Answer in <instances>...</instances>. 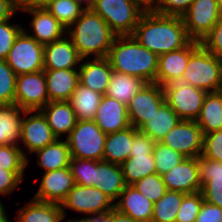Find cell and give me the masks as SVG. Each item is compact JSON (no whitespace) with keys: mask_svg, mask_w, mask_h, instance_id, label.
Returning <instances> with one entry per match:
<instances>
[{"mask_svg":"<svg viewBox=\"0 0 222 222\" xmlns=\"http://www.w3.org/2000/svg\"><path fill=\"white\" fill-rule=\"evenodd\" d=\"M132 36L158 56L185 47L191 39L182 17L144 12Z\"/></svg>","mask_w":222,"mask_h":222,"instance_id":"1","label":"cell"},{"mask_svg":"<svg viewBox=\"0 0 222 222\" xmlns=\"http://www.w3.org/2000/svg\"><path fill=\"white\" fill-rule=\"evenodd\" d=\"M158 55L143 47L132 35L117 36L107 59L116 72L156 83Z\"/></svg>","mask_w":222,"mask_h":222,"instance_id":"2","label":"cell"},{"mask_svg":"<svg viewBox=\"0 0 222 222\" xmlns=\"http://www.w3.org/2000/svg\"><path fill=\"white\" fill-rule=\"evenodd\" d=\"M66 33H69L68 37L84 59L107 57L117 37L105 20L91 8H86Z\"/></svg>","mask_w":222,"mask_h":222,"instance_id":"3","label":"cell"},{"mask_svg":"<svg viewBox=\"0 0 222 222\" xmlns=\"http://www.w3.org/2000/svg\"><path fill=\"white\" fill-rule=\"evenodd\" d=\"M182 77L191 86L207 93L222 90V59L207 51L201 44L191 53Z\"/></svg>","mask_w":222,"mask_h":222,"instance_id":"4","label":"cell"},{"mask_svg":"<svg viewBox=\"0 0 222 222\" xmlns=\"http://www.w3.org/2000/svg\"><path fill=\"white\" fill-rule=\"evenodd\" d=\"M90 8L117 36L132 35L145 12L132 0H94Z\"/></svg>","mask_w":222,"mask_h":222,"instance_id":"5","label":"cell"},{"mask_svg":"<svg viewBox=\"0 0 222 222\" xmlns=\"http://www.w3.org/2000/svg\"><path fill=\"white\" fill-rule=\"evenodd\" d=\"M106 137L94 120H78L66 142L71 157L102 161Z\"/></svg>","mask_w":222,"mask_h":222,"instance_id":"6","label":"cell"},{"mask_svg":"<svg viewBox=\"0 0 222 222\" xmlns=\"http://www.w3.org/2000/svg\"><path fill=\"white\" fill-rule=\"evenodd\" d=\"M165 101L181 120L196 121L206 91L195 88L179 77L163 86Z\"/></svg>","mask_w":222,"mask_h":222,"instance_id":"7","label":"cell"},{"mask_svg":"<svg viewBox=\"0 0 222 222\" xmlns=\"http://www.w3.org/2000/svg\"><path fill=\"white\" fill-rule=\"evenodd\" d=\"M44 45L22 30L16 37L5 61L16 75L44 70Z\"/></svg>","mask_w":222,"mask_h":222,"instance_id":"8","label":"cell"},{"mask_svg":"<svg viewBox=\"0 0 222 222\" xmlns=\"http://www.w3.org/2000/svg\"><path fill=\"white\" fill-rule=\"evenodd\" d=\"M61 208L63 218L66 216L65 208L88 215L101 214L114 209V201L95 187L75 184L61 203Z\"/></svg>","mask_w":222,"mask_h":222,"instance_id":"9","label":"cell"},{"mask_svg":"<svg viewBox=\"0 0 222 222\" xmlns=\"http://www.w3.org/2000/svg\"><path fill=\"white\" fill-rule=\"evenodd\" d=\"M221 16L222 12L217 0H195L182 19L189 38L200 42Z\"/></svg>","mask_w":222,"mask_h":222,"instance_id":"10","label":"cell"},{"mask_svg":"<svg viewBox=\"0 0 222 222\" xmlns=\"http://www.w3.org/2000/svg\"><path fill=\"white\" fill-rule=\"evenodd\" d=\"M165 102L163 87L147 83L127 105L130 125L139 130Z\"/></svg>","mask_w":222,"mask_h":222,"instance_id":"11","label":"cell"},{"mask_svg":"<svg viewBox=\"0 0 222 222\" xmlns=\"http://www.w3.org/2000/svg\"><path fill=\"white\" fill-rule=\"evenodd\" d=\"M49 103L44 70L16 77L14 105L25 110H41Z\"/></svg>","mask_w":222,"mask_h":222,"instance_id":"12","label":"cell"},{"mask_svg":"<svg viewBox=\"0 0 222 222\" xmlns=\"http://www.w3.org/2000/svg\"><path fill=\"white\" fill-rule=\"evenodd\" d=\"M160 143L184 157H199L203 151V133L196 121L180 120Z\"/></svg>","mask_w":222,"mask_h":222,"instance_id":"13","label":"cell"},{"mask_svg":"<svg viewBox=\"0 0 222 222\" xmlns=\"http://www.w3.org/2000/svg\"><path fill=\"white\" fill-rule=\"evenodd\" d=\"M35 112V114H34ZM34 115H33V114ZM28 115H30L28 117ZM58 139L41 110H26L22 121L20 141L28 153H34Z\"/></svg>","mask_w":222,"mask_h":222,"instance_id":"14","label":"cell"},{"mask_svg":"<svg viewBox=\"0 0 222 222\" xmlns=\"http://www.w3.org/2000/svg\"><path fill=\"white\" fill-rule=\"evenodd\" d=\"M167 190L195 193L202 190L198 157H185L179 164L162 175Z\"/></svg>","mask_w":222,"mask_h":222,"instance_id":"15","label":"cell"},{"mask_svg":"<svg viewBox=\"0 0 222 222\" xmlns=\"http://www.w3.org/2000/svg\"><path fill=\"white\" fill-rule=\"evenodd\" d=\"M74 186L75 181L69 166L45 172L33 199L61 204Z\"/></svg>","mask_w":222,"mask_h":222,"instance_id":"16","label":"cell"},{"mask_svg":"<svg viewBox=\"0 0 222 222\" xmlns=\"http://www.w3.org/2000/svg\"><path fill=\"white\" fill-rule=\"evenodd\" d=\"M199 45L200 42L191 40L185 47L179 50L159 55L156 83L163 87L170 81L182 77L191 53Z\"/></svg>","mask_w":222,"mask_h":222,"instance_id":"17","label":"cell"},{"mask_svg":"<svg viewBox=\"0 0 222 222\" xmlns=\"http://www.w3.org/2000/svg\"><path fill=\"white\" fill-rule=\"evenodd\" d=\"M94 122L107 135L130 127L127 106L103 95Z\"/></svg>","mask_w":222,"mask_h":222,"instance_id":"18","label":"cell"},{"mask_svg":"<svg viewBox=\"0 0 222 222\" xmlns=\"http://www.w3.org/2000/svg\"><path fill=\"white\" fill-rule=\"evenodd\" d=\"M44 69L79 68L82 57L69 37L44 45ZM78 65V67H77Z\"/></svg>","mask_w":222,"mask_h":222,"instance_id":"19","label":"cell"},{"mask_svg":"<svg viewBox=\"0 0 222 222\" xmlns=\"http://www.w3.org/2000/svg\"><path fill=\"white\" fill-rule=\"evenodd\" d=\"M83 60L78 68L79 83L104 95L113 73L109 60L107 57L87 59V62Z\"/></svg>","mask_w":222,"mask_h":222,"instance_id":"20","label":"cell"},{"mask_svg":"<svg viewBox=\"0 0 222 222\" xmlns=\"http://www.w3.org/2000/svg\"><path fill=\"white\" fill-rule=\"evenodd\" d=\"M153 202L142 195L134 186L126 185L114 202V208L128 215L136 222H151L153 215Z\"/></svg>","mask_w":222,"mask_h":222,"instance_id":"21","label":"cell"},{"mask_svg":"<svg viewBox=\"0 0 222 222\" xmlns=\"http://www.w3.org/2000/svg\"><path fill=\"white\" fill-rule=\"evenodd\" d=\"M25 13L31 14V28L33 37L37 42L45 45L60 40L67 34V30L46 8L42 9H26Z\"/></svg>","mask_w":222,"mask_h":222,"instance_id":"22","label":"cell"},{"mask_svg":"<svg viewBox=\"0 0 222 222\" xmlns=\"http://www.w3.org/2000/svg\"><path fill=\"white\" fill-rule=\"evenodd\" d=\"M94 187L116 202L126 187L121 166L94 160Z\"/></svg>","mask_w":222,"mask_h":222,"instance_id":"23","label":"cell"},{"mask_svg":"<svg viewBox=\"0 0 222 222\" xmlns=\"http://www.w3.org/2000/svg\"><path fill=\"white\" fill-rule=\"evenodd\" d=\"M49 102L69 101L79 83L78 69H44Z\"/></svg>","mask_w":222,"mask_h":222,"instance_id":"24","label":"cell"},{"mask_svg":"<svg viewBox=\"0 0 222 222\" xmlns=\"http://www.w3.org/2000/svg\"><path fill=\"white\" fill-rule=\"evenodd\" d=\"M41 111L46 117L52 132L58 139L63 134H67L68 136L78 121L69 101L49 102Z\"/></svg>","mask_w":222,"mask_h":222,"instance_id":"25","label":"cell"},{"mask_svg":"<svg viewBox=\"0 0 222 222\" xmlns=\"http://www.w3.org/2000/svg\"><path fill=\"white\" fill-rule=\"evenodd\" d=\"M138 130L130 126L115 133L107 134L103 161L121 165L130 157L133 136Z\"/></svg>","mask_w":222,"mask_h":222,"instance_id":"26","label":"cell"},{"mask_svg":"<svg viewBox=\"0 0 222 222\" xmlns=\"http://www.w3.org/2000/svg\"><path fill=\"white\" fill-rule=\"evenodd\" d=\"M61 204L31 199L18 210L16 222H62Z\"/></svg>","mask_w":222,"mask_h":222,"instance_id":"27","label":"cell"},{"mask_svg":"<svg viewBox=\"0 0 222 222\" xmlns=\"http://www.w3.org/2000/svg\"><path fill=\"white\" fill-rule=\"evenodd\" d=\"M148 82L144 79L133 77L128 74L113 70L105 96L118 100L128 105L133 96L140 91Z\"/></svg>","mask_w":222,"mask_h":222,"instance_id":"28","label":"cell"},{"mask_svg":"<svg viewBox=\"0 0 222 222\" xmlns=\"http://www.w3.org/2000/svg\"><path fill=\"white\" fill-rule=\"evenodd\" d=\"M25 109L12 104L0 106V146L20 143L22 121Z\"/></svg>","mask_w":222,"mask_h":222,"instance_id":"29","label":"cell"},{"mask_svg":"<svg viewBox=\"0 0 222 222\" xmlns=\"http://www.w3.org/2000/svg\"><path fill=\"white\" fill-rule=\"evenodd\" d=\"M196 122L203 135L222 129V90L206 94Z\"/></svg>","mask_w":222,"mask_h":222,"instance_id":"30","label":"cell"},{"mask_svg":"<svg viewBox=\"0 0 222 222\" xmlns=\"http://www.w3.org/2000/svg\"><path fill=\"white\" fill-rule=\"evenodd\" d=\"M37 163L44 173L66 168L70 164L71 154L66 140L56 139L53 143L36 152Z\"/></svg>","mask_w":222,"mask_h":222,"instance_id":"31","label":"cell"},{"mask_svg":"<svg viewBox=\"0 0 222 222\" xmlns=\"http://www.w3.org/2000/svg\"><path fill=\"white\" fill-rule=\"evenodd\" d=\"M102 97L103 94L78 83L69 99L77 120H94Z\"/></svg>","mask_w":222,"mask_h":222,"instance_id":"32","label":"cell"},{"mask_svg":"<svg viewBox=\"0 0 222 222\" xmlns=\"http://www.w3.org/2000/svg\"><path fill=\"white\" fill-rule=\"evenodd\" d=\"M180 120L165 102L139 130L150 136L155 142H160Z\"/></svg>","mask_w":222,"mask_h":222,"instance_id":"33","label":"cell"},{"mask_svg":"<svg viewBox=\"0 0 222 222\" xmlns=\"http://www.w3.org/2000/svg\"><path fill=\"white\" fill-rule=\"evenodd\" d=\"M120 166L126 185H132L145 176L156 173L153 153L130 154V157Z\"/></svg>","mask_w":222,"mask_h":222,"instance_id":"34","label":"cell"},{"mask_svg":"<svg viewBox=\"0 0 222 222\" xmlns=\"http://www.w3.org/2000/svg\"><path fill=\"white\" fill-rule=\"evenodd\" d=\"M186 193L167 190L166 193L153 204L151 222H175L177 212Z\"/></svg>","mask_w":222,"mask_h":222,"instance_id":"35","label":"cell"},{"mask_svg":"<svg viewBox=\"0 0 222 222\" xmlns=\"http://www.w3.org/2000/svg\"><path fill=\"white\" fill-rule=\"evenodd\" d=\"M28 165L27 154L18 145L0 146V169L13 171L23 181L24 171Z\"/></svg>","mask_w":222,"mask_h":222,"instance_id":"36","label":"cell"},{"mask_svg":"<svg viewBox=\"0 0 222 222\" xmlns=\"http://www.w3.org/2000/svg\"><path fill=\"white\" fill-rule=\"evenodd\" d=\"M46 9L68 29L81 16L86 7L75 0H53Z\"/></svg>","mask_w":222,"mask_h":222,"instance_id":"37","label":"cell"},{"mask_svg":"<svg viewBox=\"0 0 222 222\" xmlns=\"http://www.w3.org/2000/svg\"><path fill=\"white\" fill-rule=\"evenodd\" d=\"M153 156L155 160L156 173L161 176L185 158L181 153L163 145L160 142H155L153 147Z\"/></svg>","mask_w":222,"mask_h":222,"instance_id":"38","label":"cell"},{"mask_svg":"<svg viewBox=\"0 0 222 222\" xmlns=\"http://www.w3.org/2000/svg\"><path fill=\"white\" fill-rule=\"evenodd\" d=\"M17 75L5 60H0V106L14 104Z\"/></svg>","mask_w":222,"mask_h":222,"instance_id":"39","label":"cell"},{"mask_svg":"<svg viewBox=\"0 0 222 222\" xmlns=\"http://www.w3.org/2000/svg\"><path fill=\"white\" fill-rule=\"evenodd\" d=\"M142 195L153 203L157 202L167 191L162 176L150 174L132 184Z\"/></svg>","mask_w":222,"mask_h":222,"instance_id":"40","label":"cell"},{"mask_svg":"<svg viewBox=\"0 0 222 222\" xmlns=\"http://www.w3.org/2000/svg\"><path fill=\"white\" fill-rule=\"evenodd\" d=\"M203 201L204 197L201 191L185 194L177 212L175 222H195Z\"/></svg>","mask_w":222,"mask_h":222,"instance_id":"41","label":"cell"},{"mask_svg":"<svg viewBox=\"0 0 222 222\" xmlns=\"http://www.w3.org/2000/svg\"><path fill=\"white\" fill-rule=\"evenodd\" d=\"M69 168L75 184L94 187V160L71 157Z\"/></svg>","mask_w":222,"mask_h":222,"instance_id":"42","label":"cell"},{"mask_svg":"<svg viewBox=\"0 0 222 222\" xmlns=\"http://www.w3.org/2000/svg\"><path fill=\"white\" fill-rule=\"evenodd\" d=\"M11 19L0 21V60H5L16 37L25 29L22 25L9 23Z\"/></svg>","mask_w":222,"mask_h":222,"instance_id":"43","label":"cell"},{"mask_svg":"<svg viewBox=\"0 0 222 222\" xmlns=\"http://www.w3.org/2000/svg\"><path fill=\"white\" fill-rule=\"evenodd\" d=\"M204 158L222 162V129L203 135Z\"/></svg>","mask_w":222,"mask_h":222,"instance_id":"44","label":"cell"},{"mask_svg":"<svg viewBox=\"0 0 222 222\" xmlns=\"http://www.w3.org/2000/svg\"><path fill=\"white\" fill-rule=\"evenodd\" d=\"M195 0H158L153 12L166 16L182 17Z\"/></svg>","mask_w":222,"mask_h":222,"instance_id":"45","label":"cell"},{"mask_svg":"<svg viewBox=\"0 0 222 222\" xmlns=\"http://www.w3.org/2000/svg\"><path fill=\"white\" fill-rule=\"evenodd\" d=\"M200 44L211 54L222 59V16Z\"/></svg>","mask_w":222,"mask_h":222,"instance_id":"46","label":"cell"},{"mask_svg":"<svg viewBox=\"0 0 222 222\" xmlns=\"http://www.w3.org/2000/svg\"><path fill=\"white\" fill-rule=\"evenodd\" d=\"M200 183L203 185L208 179H222V162L202 155L198 157Z\"/></svg>","mask_w":222,"mask_h":222,"instance_id":"47","label":"cell"},{"mask_svg":"<svg viewBox=\"0 0 222 222\" xmlns=\"http://www.w3.org/2000/svg\"><path fill=\"white\" fill-rule=\"evenodd\" d=\"M201 192L206 202L222 208V179H208Z\"/></svg>","mask_w":222,"mask_h":222,"instance_id":"48","label":"cell"},{"mask_svg":"<svg viewBox=\"0 0 222 222\" xmlns=\"http://www.w3.org/2000/svg\"><path fill=\"white\" fill-rule=\"evenodd\" d=\"M155 141L138 130L133 136L130 154H152Z\"/></svg>","mask_w":222,"mask_h":222,"instance_id":"49","label":"cell"},{"mask_svg":"<svg viewBox=\"0 0 222 222\" xmlns=\"http://www.w3.org/2000/svg\"><path fill=\"white\" fill-rule=\"evenodd\" d=\"M221 220L222 208L204 200L195 222H221Z\"/></svg>","mask_w":222,"mask_h":222,"instance_id":"50","label":"cell"},{"mask_svg":"<svg viewBox=\"0 0 222 222\" xmlns=\"http://www.w3.org/2000/svg\"><path fill=\"white\" fill-rule=\"evenodd\" d=\"M22 182L11 170L0 169V195H8Z\"/></svg>","mask_w":222,"mask_h":222,"instance_id":"51","label":"cell"},{"mask_svg":"<svg viewBox=\"0 0 222 222\" xmlns=\"http://www.w3.org/2000/svg\"><path fill=\"white\" fill-rule=\"evenodd\" d=\"M17 11V0H0V21L11 19Z\"/></svg>","mask_w":222,"mask_h":222,"instance_id":"52","label":"cell"},{"mask_svg":"<svg viewBox=\"0 0 222 222\" xmlns=\"http://www.w3.org/2000/svg\"><path fill=\"white\" fill-rule=\"evenodd\" d=\"M53 0H17L18 10L46 8Z\"/></svg>","mask_w":222,"mask_h":222,"instance_id":"53","label":"cell"},{"mask_svg":"<svg viewBox=\"0 0 222 222\" xmlns=\"http://www.w3.org/2000/svg\"><path fill=\"white\" fill-rule=\"evenodd\" d=\"M109 222H136L128 215L120 213L115 208L109 211Z\"/></svg>","mask_w":222,"mask_h":222,"instance_id":"54","label":"cell"},{"mask_svg":"<svg viewBox=\"0 0 222 222\" xmlns=\"http://www.w3.org/2000/svg\"><path fill=\"white\" fill-rule=\"evenodd\" d=\"M132 1L145 12L154 11L158 2V0H132Z\"/></svg>","mask_w":222,"mask_h":222,"instance_id":"55","label":"cell"},{"mask_svg":"<svg viewBox=\"0 0 222 222\" xmlns=\"http://www.w3.org/2000/svg\"><path fill=\"white\" fill-rule=\"evenodd\" d=\"M84 219L86 222H109V212L89 215L86 218L84 217Z\"/></svg>","mask_w":222,"mask_h":222,"instance_id":"56","label":"cell"},{"mask_svg":"<svg viewBox=\"0 0 222 222\" xmlns=\"http://www.w3.org/2000/svg\"><path fill=\"white\" fill-rule=\"evenodd\" d=\"M8 219L7 214L5 212V207L3 203L0 201V222H5Z\"/></svg>","mask_w":222,"mask_h":222,"instance_id":"57","label":"cell"},{"mask_svg":"<svg viewBox=\"0 0 222 222\" xmlns=\"http://www.w3.org/2000/svg\"><path fill=\"white\" fill-rule=\"evenodd\" d=\"M75 1H78L82 5L84 4V6L86 8H90L92 6L94 0H75Z\"/></svg>","mask_w":222,"mask_h":222,"instance_id":"58","label":"cell"},{"mask_svg":"<svg viewBox=\"0 0 222 222\" xmlns=\"http://www.w3.org/2000/svg\"><path fill=\"white\" fill-rule=\"evenodd\" d=\"M66 222H86V220L84 218L81 219H68Z\"/></svg>","mask_w":222,"mask_h":222,"instance_id":"59","label":"cell"},{"mask_svg":"<svg viewBox=\"0 0 222 222\" xmlns=\"http://www.w3.org/2000/svg\"><path fill=\"white\" fill-rule=\"evenodd\" d=\"M217 3H218L219 8H220V10L222 12V0H217Z\"/></svg>","mask_w":222,"mask_h":222,"instance_id":"60","label":"cell"}]
</instances>
